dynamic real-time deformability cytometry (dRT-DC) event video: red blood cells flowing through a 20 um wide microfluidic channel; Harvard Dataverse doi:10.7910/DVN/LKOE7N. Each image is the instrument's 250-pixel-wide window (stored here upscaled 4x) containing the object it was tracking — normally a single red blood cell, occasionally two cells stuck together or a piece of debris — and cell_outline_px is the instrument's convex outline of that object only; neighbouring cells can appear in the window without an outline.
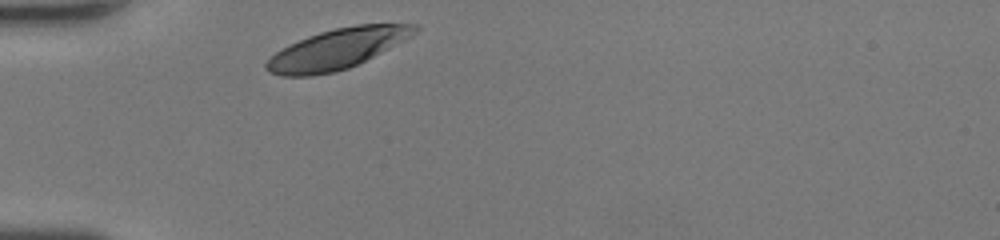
{"species": "human", "species_latin": "Homo sapiens", "temperature_condition": "room temperature", "stored_images_in_passage": 25, "camera_frame_rate_fps": 3000, "um_per_image_px": 0.085, "donor": {"sex": "female"}, "frame": {"image": 1, "passage_image": 1, "time_ms": 0.0, "image_size_px": [1000, 240], "cell_outline_px": [[420, 28], [416, 32], [380, 52], [348, 68], [336, 72], [312, 76], [280, 76], [268, 72], [264, 68], [264, 64], [276, 52], [308, 36], [320, 32], [336, 28], [356, 24], [416, 24]], "centroid_in_image_um": [28.6, 4.17], "position_along_channel_um": 56.4, "area_um2": 34.04}}
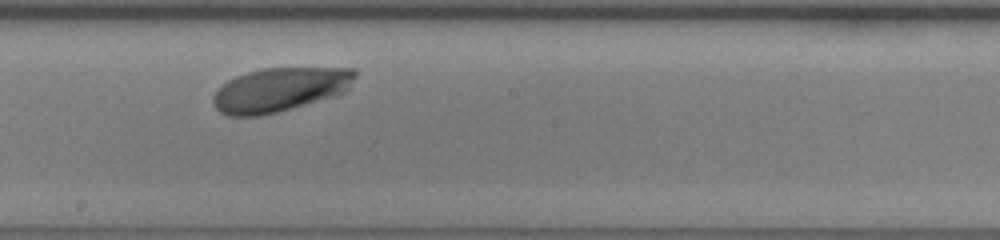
{"frame": {"image": 2, "passage_image": 14, "time_ms": 4.333, "image_size_px": [1000, 240], "cell_outline_px": [[356, 76], [348, 88], [340, 96], [260, 116], [228, 116], [220, 112], [212, 104], [212, 96], [228, 80], [236, 76], [260, 68], [356, 68]], "centroid_in_image_um": [23.82, 7.62], "position_along_channel_um": 224.4, "area_um2": 36.65}}
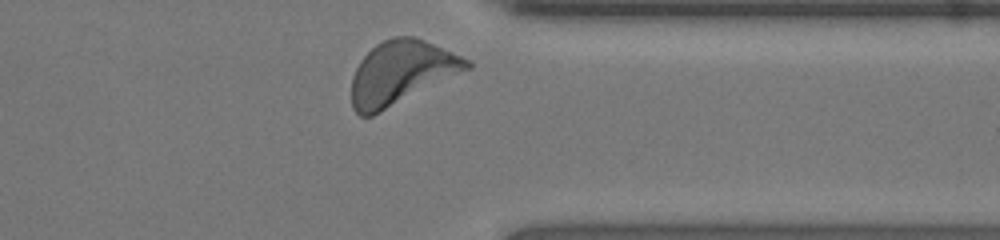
{"frame": {"image": 3, "passage_image": 25, "time_ms": 8.0, "image_size_px": [1000, 240], "cell_outline_px": [[472, 68], [372, 116], [360, 116], [352, 108], [352, 76], [360, 60], [376, 44], [392, 36], [412, 36], [424, 40], [472, 60]], "centroid_in_image_um": [34.12, 6.17], "position_along_channel_um": 377.3, "area_um2": 42.6}, "authors_computed_cell_mechanics": {"area_um2": 36.414, "velocity_mm_per_s": 4.1926, "shape_relaxation_time_tau1_ms": 1.4391, "shape_relaxation_time_tau2_ms": null, "deformation_change_tau1": 0.1011, "deformation_change_tau2": null}}